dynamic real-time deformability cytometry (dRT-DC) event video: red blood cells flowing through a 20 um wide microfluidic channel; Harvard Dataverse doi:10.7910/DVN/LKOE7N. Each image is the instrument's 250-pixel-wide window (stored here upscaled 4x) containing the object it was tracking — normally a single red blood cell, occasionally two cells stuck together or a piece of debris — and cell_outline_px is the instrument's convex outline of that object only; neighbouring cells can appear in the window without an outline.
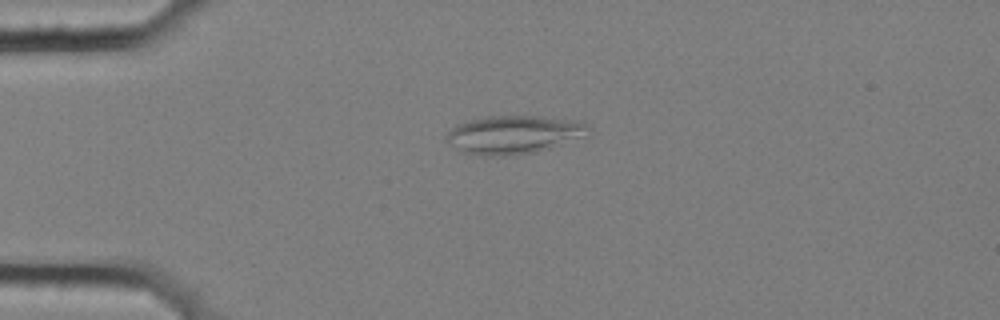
{"species": "common noctule bat (a hibernating species)", "species_latin": "Nyctalus noctula", "temperature_condition": "cold", "stored_images_in_passage": 4, "camera_frame_rate_fps": 3000, "um_per_image_px": 0.085, "animal": {"sex": "female", "body_mass_g": 25.1}, "frame": {"image": 1, "passage_image": 4, "time_ms": 1.0, "image_size_px": [1000, 320], "cell_outline_px": [[592, 128], [588, 136], [548, 148], [532, 152], [500, 156], [492, 156], [464, 152], [448, 144], [444, 140], [444, 136], [452, 128], [468, 120], [488, 116], [540, 116], [572, 120], [588, 124]], "centroid_in_image_um": [43.69, 11.43], "position_along_channel_um": 41.3, "area_um2": 31.56}}